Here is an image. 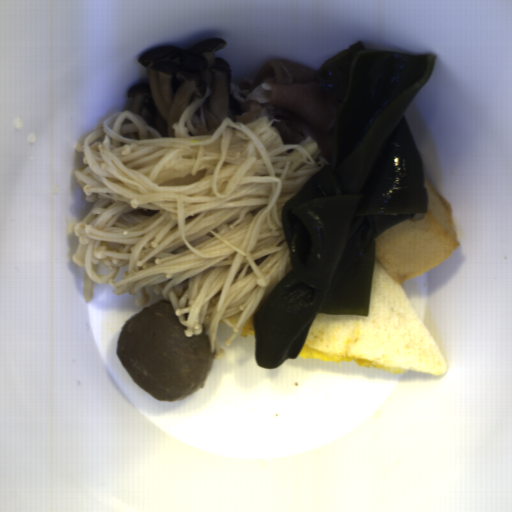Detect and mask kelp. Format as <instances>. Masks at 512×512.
<instances>
[{
	"mask_svg": "<svg viewBox=\"0 0 512 512\" xmlns=\"http://www.w3.org/2000/svg\"><path fill=\"white\" fill-rule=\"evenodd\" d=\"M436 59L359 40L315 73L338 105L333 163L282 207L292 266L252 319L261 367L295 360L319 315H369L377 239L428 210L405 121Z\"/></svg>",
	"mask_w": 512,
	"mask_h": 512,
	"instance_id": "1",
	"label": "kelp"
}]
</instances>
